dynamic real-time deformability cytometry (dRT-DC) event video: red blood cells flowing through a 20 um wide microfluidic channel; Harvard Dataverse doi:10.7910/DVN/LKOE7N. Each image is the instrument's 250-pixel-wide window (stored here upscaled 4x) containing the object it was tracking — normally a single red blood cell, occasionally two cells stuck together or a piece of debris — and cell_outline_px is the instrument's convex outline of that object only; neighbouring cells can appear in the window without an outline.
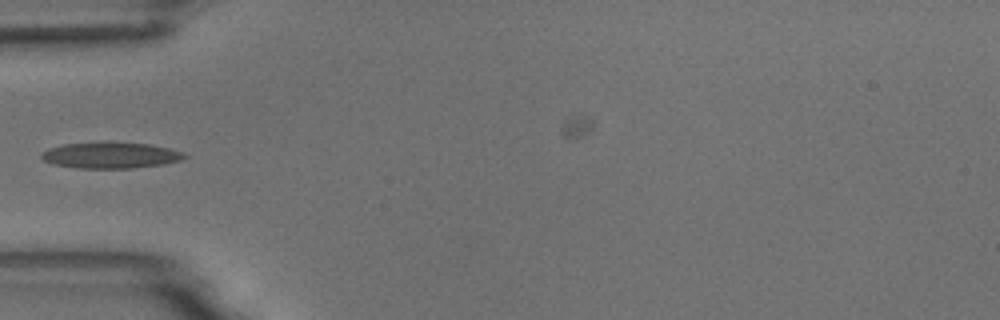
{"species": "common noctule bat (a hibernating species)", "species_latin": "Nyctalus noctula", "temperature_condition": "room temperature", "stored_images_in_passage": 5, "camera_frame_rate_fps": 3000, "um_per_image_px": 0.085, "animal": {"sex": "male", "body_mass_g": 18.8}, "frame": {"image": 1, "passage_image": 5, "time_ms": 4.667, "image_size_px": [1000, 320], "cell_outline_px": [[188, 156], [180, 160], [164, 164], [132, 168], [80, 168], [52, 164], [44, 160], [40, 156], [40, 152], [48, 148], [64, 144], [104, 140], [112, 140], [148, 144], [168, 148], [184, 152]], "centroid_in_image_um": [9.37, 13.16], "position_along_channel_um": 75.6, "area_um2": 22.37}}